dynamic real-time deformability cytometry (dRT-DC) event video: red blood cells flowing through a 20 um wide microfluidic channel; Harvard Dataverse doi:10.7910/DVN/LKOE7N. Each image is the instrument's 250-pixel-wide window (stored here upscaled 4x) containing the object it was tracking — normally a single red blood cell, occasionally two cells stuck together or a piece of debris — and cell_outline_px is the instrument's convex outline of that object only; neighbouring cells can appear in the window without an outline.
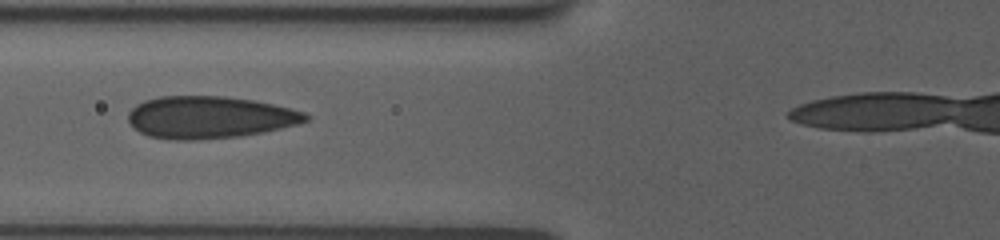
{"species": "human", "species_latin": "Homo sapiens", "temperature_condition": "room temperature", "stored_images_in_passage": 29, "camera_frame_rate_fps": 3000, "um_per_image_px": 0.085, "donor": {"sex": "female"}, "frame": {"image": 1, "passage_image": 9, "time_ms": 3.333, "image_size_px": [1000, 240], "cell_outline_px": [[312, 116], [308, 120], [300, 124], [240, 136], [196, 140], [168, 140], [148, 136], [140, 132], [128, 120], [128, 112], [136, 104], [144, 100], [160, 96], [224, 96], [256, 100], [308, 112]], "centroid_in_image_um": [17.84, 9.96], "position_along_channel_um": 108.0, "area_um2": 43.99}}
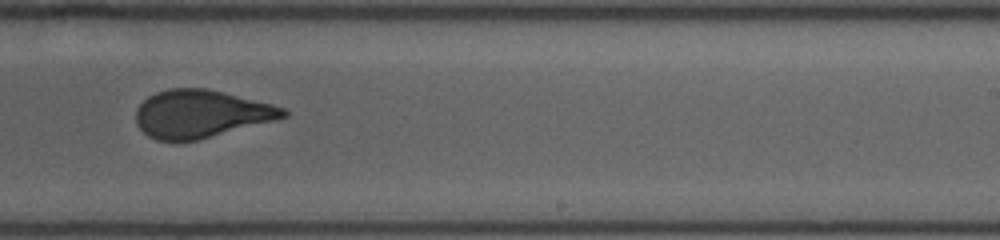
{"frame": {"image": 2, "passage_image": 18, "time_ms": 7.667, "image_size_px": [1000, 240], "cell_outline_px": [[288, 116], [280, 120], [196, 140], [156, 140], [148, 136], [136, 124], [136, 108], [148, 96], [156, 92], [168, 88], [208, 88], [272, 104], [284, 108], [288, 112]], "centroid_in_image_um": [17.1, 9.67], "position_along_channel_um": 271.9, "area_um2": 41.15}}
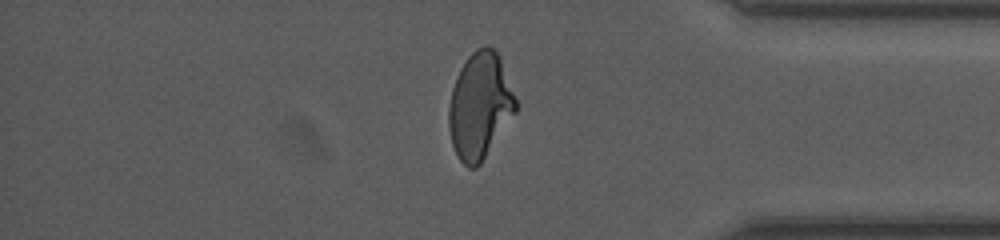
{"frame": {"image": 3, "passage_image": 27, "time_ms": 11.333, "image_size_px": [1000, 240], "cell_outline_px": [[516, 112], [480, 164], [476, 168], [468, 168], [456, 156], [452, 144], [448, 128], [448, 108], [452, 88], [456, 76], [460, 68], [468, 56], [476, 48], [484, 44], [488, 44], [500, 56], [516, 100]], "centroid_in_image_um": [40.76, 8.98], "position_along_channel_um": 394.4, "area_um2": 41.56}}